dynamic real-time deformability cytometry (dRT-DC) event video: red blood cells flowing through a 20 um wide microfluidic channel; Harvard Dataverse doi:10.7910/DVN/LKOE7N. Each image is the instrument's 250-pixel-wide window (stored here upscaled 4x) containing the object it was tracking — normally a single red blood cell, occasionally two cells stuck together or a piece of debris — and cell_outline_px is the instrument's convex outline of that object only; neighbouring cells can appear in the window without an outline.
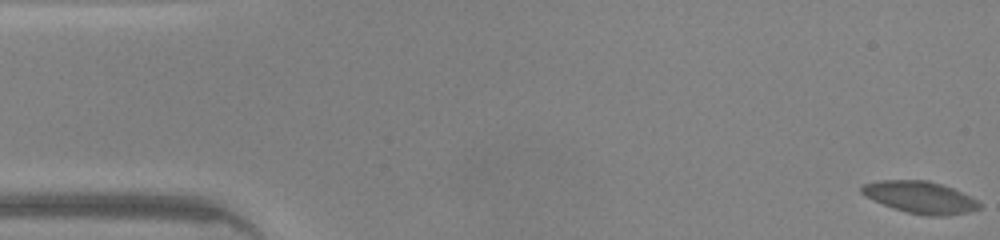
{"species": "common noctule bat (a hibernating species)", "species_latin": "Nyctalus noctula", "temperature_condition": "warm", "stored_images_in_passage": 49, "camera_frame_rate_fps": 3000, "um_per_image_px": 0.085, "animal": {"sex": "male", "body_mass_g": 20.0, "forearm_length_mm": 53.3}, "frame": {"image": 1, "passage_image": 1, "time_ms": 0.0, "image_size_px": [1000, 240], "cell_outline_px": [[980, 208], [968, 212], [944, 216], [928, 216], [908, 212], [884, 204], [864, 196], [860, 192], [860, 188], [864, 184], [880, 180], [928, 180], [952, 188], [976, 200], [980, 204]], "centroid_in_image_um": [78.19, 16.76], "position_along_channel_um": 6.8, "area_um2": 21.56}}
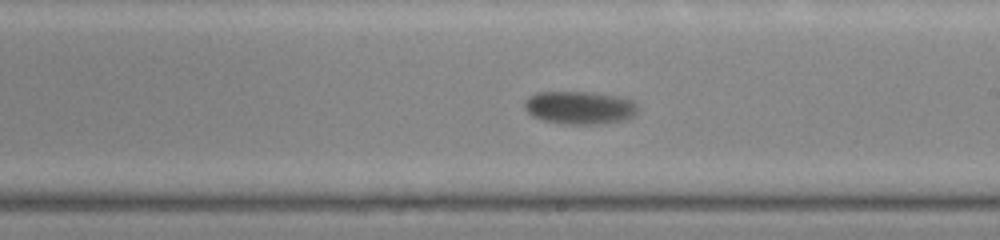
{"frame": {"image": 2, "passage_image": 28, "time_ms": 9.0, "image_size_px": [1000, 240], "cell_outline_px": [[640, 108], [628, 120], [596, 124], [564, 124], [544, 120], [532, 116], [524, 108], [524, 100], [528, 96], [536, 92], [588, 92], [616, 96], [636, 100]], "centroid_in_image_um": [49.3, 9.14], "position_along_channel_um": 239.7, "area_um2": 22.08}}
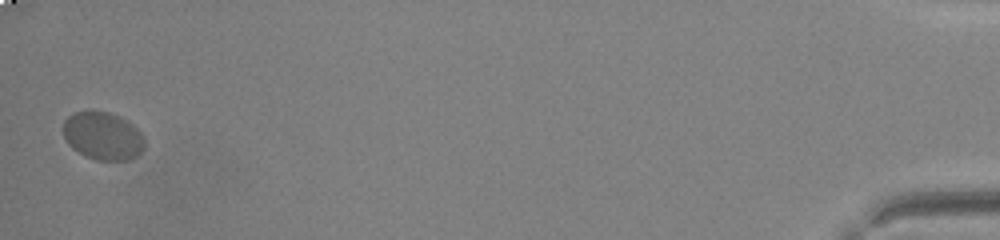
{"frame": {"image": 3, "passage_image": 49, "time_ms": 16.0, "image_size_px": [1000, 240], "cell_outline_px": [[144, 148], [136, 156], [128, 160], [96, 160], [84, 156], [72, 148], [68, 144], [64, 136], [64, 120], [72, 112], [108, 112], [120, 116], [128, 120], [144, 136]], "centroid_in_image_um": [8.75, 11.56], "position_along_channel_um": 426.5, "area_um2": 22.72}, "authors_computed_cell_mechanics": {"area_um2": 21.7906, "velocity_mm_per_s": 4.096, "shape_relaxation_time_tau1_ms": 2.1662, "shape_relaxation_time_tau2_ms": null, "deformation_change_tau1": 0.0617, "deformation_change_tau2": null}}